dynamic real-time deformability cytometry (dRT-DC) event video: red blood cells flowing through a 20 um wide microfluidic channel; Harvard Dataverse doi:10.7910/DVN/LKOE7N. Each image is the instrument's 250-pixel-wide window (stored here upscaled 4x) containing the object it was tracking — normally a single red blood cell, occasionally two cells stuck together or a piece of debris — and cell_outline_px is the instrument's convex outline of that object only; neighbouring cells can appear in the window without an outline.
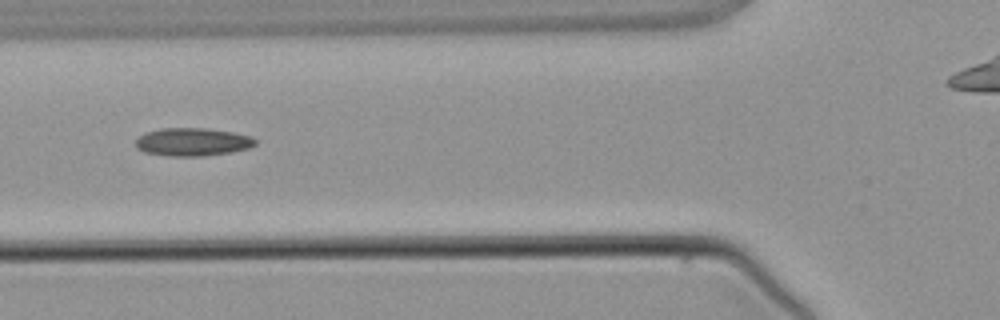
{"species": "common noctule bat (a hibernating species)", "species_latin": "Nyctalus noctula", "temperature_condition": "warm", "stored_images_in_passage": 4, "camera_frame_rate_fps": 3000, "um_per_image_px": 0.085, "animal": {"sex": "male", "body_mass_g": 21.5, "forearm_length_mm": 52.0}, "frame": {"image": 1, "passage_image": 4, "time_ms": 4.333, "image_size_px": [1000, 320], "cell_outline_px": [[256, 144], [248, 148], [232, 152], [204, 156], [168, 156], [144, 152], [136, 148], [136, 140], [140, 136], [148, 132], [160, 128], [204, 128], [232, 132], [252, 136], [256, 140]], "centroid_in_image_um": [16.38, 12.07], "position_along_channel_um": 109.4, "area_um2": 19.54}}